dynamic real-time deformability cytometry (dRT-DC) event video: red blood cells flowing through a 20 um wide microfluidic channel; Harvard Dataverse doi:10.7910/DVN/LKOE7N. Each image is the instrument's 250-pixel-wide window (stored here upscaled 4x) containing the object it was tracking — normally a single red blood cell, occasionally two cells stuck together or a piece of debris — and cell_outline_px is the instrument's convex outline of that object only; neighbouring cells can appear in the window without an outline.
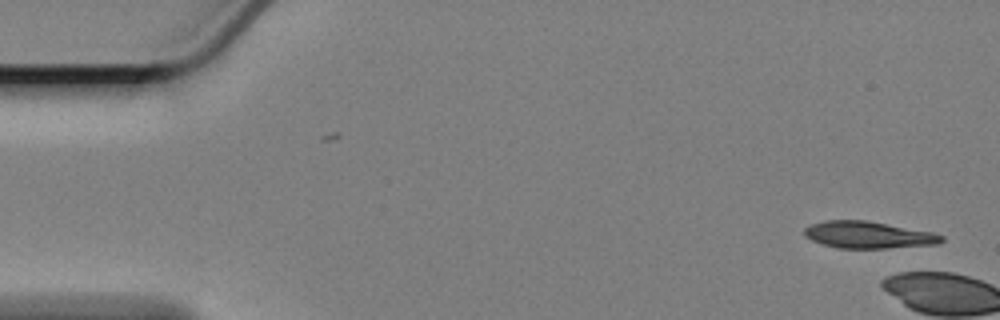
{"species": "Egyptian fruit bat (a non-hibernating species)", "species_latin": "Rousettus aegyptiacus", "temperature_condition": "cold", "stored_images_in_passage": 5, "camera_frame_rate_fps": 3000, "um_per_image_px": 0.085, "animal": {"sex": "female"}, "frame": {"image": 1, "passage_image": 1, "time_ms": 0.0, "image_size_px": [1000, 320], "cell_outline_px": [[944, 240], [940, 244], [884, 248], [836, 248], [812, 240], [804, 236], [804, 228], [812, 224], [824, 220], [864, 220], [932, 232], [944, 236]], "centroid_in_image_um": [73.8, 19.96], "position_along_channel_um": 11.2, "area_um2": 21.39}}